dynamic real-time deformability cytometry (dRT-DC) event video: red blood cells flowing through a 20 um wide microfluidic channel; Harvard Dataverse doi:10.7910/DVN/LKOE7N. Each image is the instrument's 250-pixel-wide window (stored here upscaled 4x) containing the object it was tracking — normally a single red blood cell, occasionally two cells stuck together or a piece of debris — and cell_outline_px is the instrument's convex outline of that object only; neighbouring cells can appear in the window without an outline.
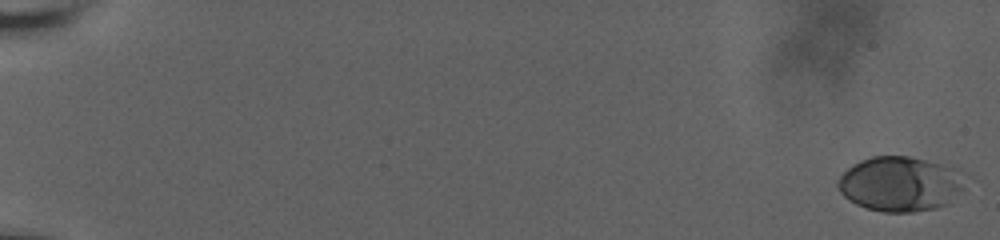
{"species": "human", "species_latin": "Homo sapiens", "temperature_condition": "room temperature", "stored_images_in_passage": 28, "camera_frame_rate_fps": 3000, "um_per_image_px": 0.085, "donor": {"sex": "male"}, "frame": {"image": 1, "passage_image": 1, "time_ms": 0.0, "image_size_px": [1000, 240], "cell_outline_px": [[964, 188], [948, 204], [936, 208], [912, 212], [884, 212], [868, 208], [856, 204], [848, 200], [840, 192], [836, 184], [836, 180], [848, 168], [860, 160], [872, 156], [908, 156], [956, 168], [964, 176]], "centroid_in_image_um": [76.51, 15.64], "position_along_channel_um": 8.5, "area_um2": 40.69}}
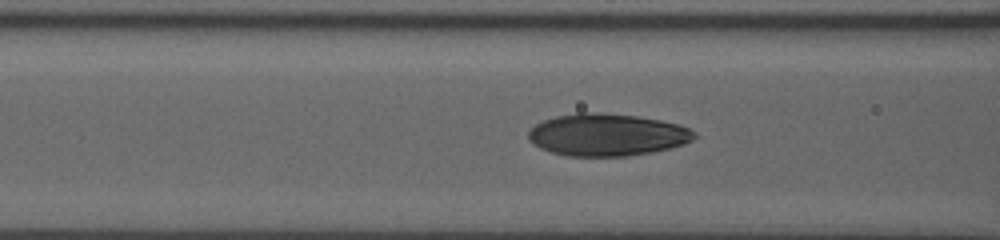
{"frame": {"image": 2, "passage_image": 20, "time_ms": 9.0, "image_size_px": [1000, 240], "cell_outline_px": [[700, 136], [684, 144], [652, 152], [628, 156], [568, 156], [552, 152], [540, 148], [532, 144], [528, 140], [528, 132], [536, 124], [544, 120], [556, 116], [576, 112], [596, 112], [636, 116], [660, 120], [680, 124], [696, 132]], "centroid_in_image_um": [51.61, 11.45], "position_along_channel_um": 115.0, "area_um2": 41.04}}
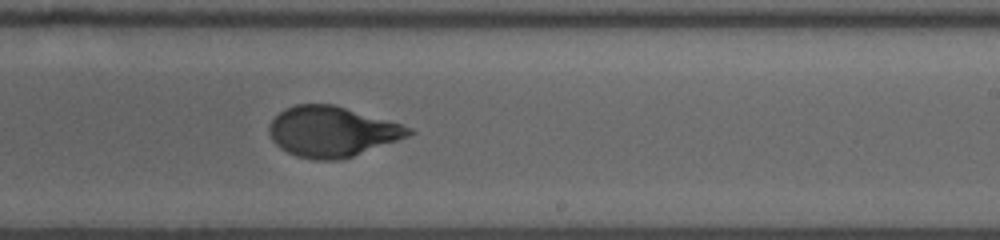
{"frame": {"image": 3, "passage_image": 28, "time_ms": 13.0, "image_size_px": [1000, 240], "cell_outline_px": [[416, 132], [408, 136], [352, 156], [340, 160], [316, 160], [296, 156], [280, 148], [272, 140], [268, 132], [268, 128], [272, 120], [284, 108], [296, 104], [332, 104], [400, 124], [412, 128]], "centroid_in_image_um": [28.17, 11.19], "position_along_channel_um": 260.8, "area_um2": 40.52}}